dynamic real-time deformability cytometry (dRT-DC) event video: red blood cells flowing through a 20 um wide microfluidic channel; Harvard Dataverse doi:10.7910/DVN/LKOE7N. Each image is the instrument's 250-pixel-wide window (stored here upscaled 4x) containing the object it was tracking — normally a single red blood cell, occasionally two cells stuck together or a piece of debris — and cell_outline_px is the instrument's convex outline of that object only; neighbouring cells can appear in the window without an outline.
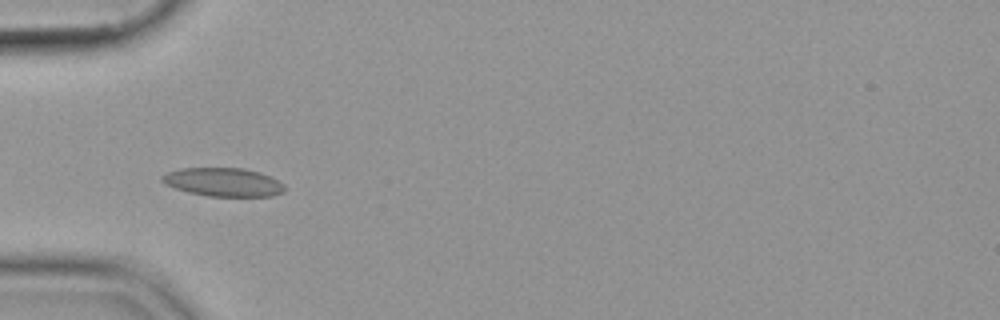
{"species": "common noctule bat (a hibernating species)", "species_latin": "Nyctalus noctula", "temperature_condition": "cold", "stored_images_in_passage": 34, "camera_frame_rate_fps": 3000, "um_per_image_px": 0.085, "animal": {"sex": "female", "body_mass_g": 19.9}, "frame": {"image": 1, "passage_image": 5, "time_ms": 1.333, "image_size_px": [1000, 320], "cell_outline_px": [[284, 192], [272, 196], [208, 196], [188, 192], [164, 184], [160, 180], [160, 176], [168, 172], [180, 168], [244, 168], [260, 172], [284, 184]], "centroid_in_image_um": [18.95, 15.48], "position_along_channel_um": 66.0, "area_um2": 20.35}}
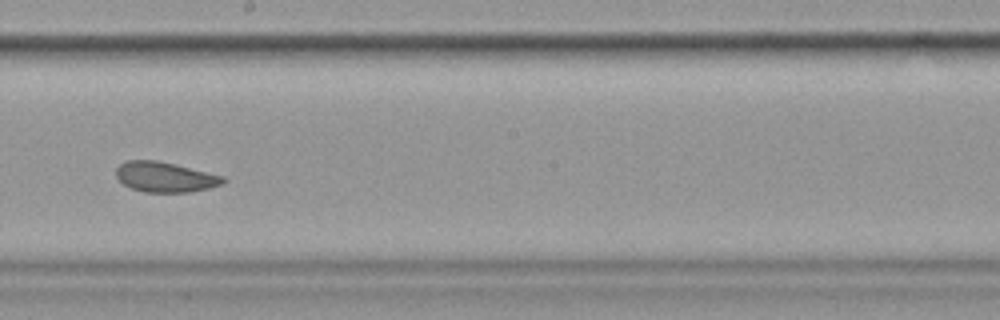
{"frame": {"image": 2, "passage_image": 19, "time_ms": 6.0, "image_size_px": [1000, 320], "cell_outline_px": [[228, 180], [224, 184], [192, 192], [144, 192], [132, 188], [124, 184], [116, 176], [116, 168], [120, 164], [128, 160], [156, 160], [176, 164], [224, 176]], "centroid_in_image_um": [14.07, 15.04], "position_along_channel_um": 234.1, "area_um2": 18.9}}
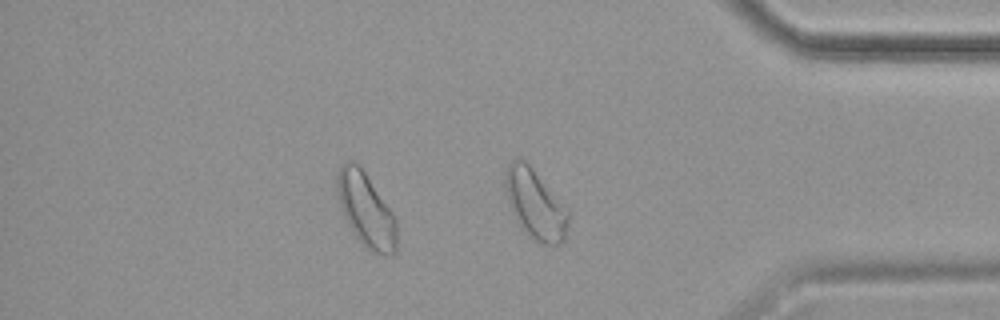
{"frame": {"image": 3, "passage_image": 33, "time_ms": 10.667, "image_size_px": [1000, 320], "cell_outline_px": [[396, 252], [392, 256], [384, 256], [364, 248], [360, 244], [352, 232], [340, 208], [336, 192], [336, 172], [340, 164], [344, 160], [352, 160], [364, 172], [396, 216]], "centroid_in_image_um": [31.08, 17.86], "position_along_channel_um": 404.1, "area_um2": 26.24}}